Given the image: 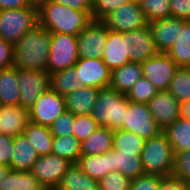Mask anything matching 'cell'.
<instances>
[{
    "label": "cell",
    "mask_w": 190,
    "mask_h": 190,
    "mask_svg": "<svg viewBox=\"0 0 190 190\" xmlns=\"http://www.w3.org/2000/svg\"><path fill=\"white\" fill-rule=\"evenodd\" d=\"M50 32L39 23L14 44V67L46 72Z\"/></svg>",
    "instance_id": "1"
},
{
    "label": "cell",
    "mask_w": 190,
    "mask_h": 190,
    "mask_svg": "<svg viewBox=\"0 0 190 190\" xmlns=\"http://www.w3.org/2000/svg\"><path fill=\"white\" fill-rule=\"evenodd\" d=\"M39 24L50 33L77 36L92 20V11H79L48 0L38 6Z\"/></svg>",
    "instance_id": "2"
},
{
    "label": "cell",
    "mask_w": 190,
    "mask_h": 190,
    "mask_svg": "<svg viewBox=\"0 0 190 190\" xmlns=\"http://www.w3.org/2000/svg\"><path fill=\"white\" fill-rule=\"evenodd\" d=\"M129 100L125 94L110 87L99 89L96 103L90 115L99 126L111 130L123 129Z\"/></svg>",
    "instance_id": "3"
},
{
    "label": "cell",
    "mask_w": 190,
    "mask_h": 190,
    "mask_svg": "<svg viewBox=\"0 0 190 190\" xmlns=\"http://www.w3.org/2000/svg\"><path fill=\"white\" fill-rule=\"evenodd\" d=\"M140 157L145 174L173 176L175 155L163 132L146 139Z\"/></svg>",
    "instance_id": "4"
},
{
    "label": "cell",
    "mask_w": 190,
    "mask_h": 190,
    "mask_svg": "<svg viewBox=\"0 0 190 190\" xmlns=\"http://www.w3.org/2000/svg\"><path fill=\"white\" fill-rule=\"evenodd\" d=\"M38 23V7L35 5L0 10V38L15 44Z\"/></svg>",
    "instance_id": "5"
},
{
    "label": "cell",
    "mask_w": 190,
    "mask_h": 190,
    "mask_svg": "<svg viewBox=\"0 0 190 190\" xmlns=\"http://www.w3.org/2000/svg\"><path fill=\"white\" fill-rule=\"evenodd\" d=\"M50 38V52L46 66V72L49 75L71 68L79 60L77 36L50 33Z\"/></svg>",
    "instance_id": "6"
},
{
    "label": "cell",
    "mask_w": 190,
    "mask_h": 190,
    "mask_svg": "<svg viewBox=\"0 0 190 190\" xmlns=\"http://www.w3.org/2000/svg\"><path fill=\"white\" fill-rule=\"evenodd\" d=\"M102 21L108 30L118 33L139 30L149 25L139 2L132 0L118 7Z\"/></svg>",
    "instance_id": "7"
},
{
    "label": "cell",
    "mask_w": 190,
    "mask_h": 190,
    "mask_svg": "<svg viewBox=\"0 0 190 190\" xmlns=\"http://www.w3.org/2000/svg\"><path fill=\"white\" fill-rule=\"evenodd\" d=\"M19 105L28 111L35 101L50 88V75L47 72L17 68Z\"/></svg>",
    "instance_id": "8"
},
{
    "label": "cell",
    "mask_w": 190,
    "mask_h": 190,
    "mask_svg": "<svg viewBox=\"0 0 190 190\" xmlns=\"http://www.w3.org/2000/svg\"><path fill=\"white\" fill-rule=\"evenodd\" d=\"M145 139L158 136L162 129L153 120L147 104L129 101L123 129Z\"/></svg>",
    "instance_id": "9"
},
{
    "label": "cell",
    "mask_w": 190,
    "mask_h": 190,
    "mask_svg": "<svg viewBox=\"0 0 190 190\" xmlns=\"http://www.w3.org/2000/svg\"><path fill=\"white\" fill-rule=\"evenodd\" d=\"M65 110L64 96L49 88L29 110L30 122L50 127Z\"/></svg>",
    "instance_id": "10"
},
{
    "label": "cell",
    "mask_w": 190,
    "mask_h": 190,
    "mask_svg": "<svg viewBox=\"0 0 190 190\" xmlns=\"http://www.w3.org/2000/svg\"><path fill=\"white\" fill-rule=\"evenodd\" d=\"M72 163L56 154L39 156L30 172L48 188L56 189Z\"/></svg>",
    "instance_id": "11"
},
{
    "label": "cell",
    "mask_w": 190,
    "mask_h": 190,
    "mask_svg": "<svg viewBox=\"0 0 190 190\" xmlns=\"http://www.w3.org/2000/svg\"><path fill=\"white\" fill-rule=\"evenodd\" d=\"M108 28L102 20H92L78 35L79 58H101Z\"/></svg>",
    "instance_id": "12"
},
{
    "label": "cell",
    "mask_w": 190,
    "mask_h": 190,
    "mask_svg": "<svg viewBox=\"0 0 190 190\" xmlns=\"http://www.w3.org/2000/svg\"><path fill=\"white\" fill-rule=\"evenodd\" d=\"M73 68L81 87L102 89L110 85L111 70L101 58H79Z\"/></svg>",
    "instance_id": "13"
},
{
    "label": "cell",
    "mask_w": 190,
    "mask_h": 190,
    "mask_svg": "<svg viewBox=\"0 0 190 190\" xmlns=\"http://www.w3.org/2000/svg\"><path fill=\"white\" fill-rule=\"evenodd\" d=\"M140 64L142 75L159 91L168 89L173 75L179 68L167 53H158Z\"/></svg>",
    "instance_id": "14"
},
{
    "label": "cell",
    "mask_w": 190,
    "mask_h": 190,
    "mask_svg": "<svg viewBox=\"0 0 190 190\" xmlns=\"http://www.w3.org/2000/svg\"><path fill=\"white\" fill-rule=\"evenodd\" d=\"M123 39H126L130 62L142 63L159 53L149 25L139 30L123 33Z\"/></svg>",
    "instance_id": "15"
},
{
    "label": "cell",
    "mask_w": 190,
    "mask_h": 190,
    "mask_svg": "<svg viewBox=\"0 0 190 190\" xmlns=\"http://www.w3.org/2000/svg\"><path fill=\"white\" fill-rule=\"evenodd\" d=\"M147 105L153 120L162 130L180 117V102L168 90L159 91Z\"/></svg>",
    "instance_id": "16"
},
{
    "label": "cell",
    "mask_w": 190,
    "mask_h": 190,
    "mask_svg": "<svg viewBox=\"0 0 190 190\" xmlns=\"http://www.w3.org/2000/svg\"><path fill=\"white\" fill-rule=\"evenodd\" d=\"M185 20L168 17L149 23L159 53H167L183 30Z\"/></svg>",
    "instance_id": "17"
},
{
    "label": "cell",
    "mask_w": 190,
    "mask_h": 190,
    "mask_svg": "<svg viewBox=\"0 0 190 190\" xmlns=\"http://www.w3.org/2000/svg\"><path fill=\"white\" fill-rule=\"evenodd\" d=\"M29 122V111L26 108L20 105H0V129L2 134L11 137L22 134Z\"/></svg>",
    "instance_id": "18"
},
{
    "label": "cell",
    "mask_w": 190,
    "mask_h": 190,
    "mask_svg": "<svg viewBox=\"0 0 190 190\" xmlns=\"http://www.w3.org/2000/svg\"><path fill=\"white\" fill-rule=\"evenodd\" d=\"M101 59L111 71L130 62L123 33L108 31Z\"/></svg>",
    "instance_id": "19"
},
{
    "label": "cell",
    "mask_w": 190,
    "mask_h": 190,
    "mask_svg": "<svg viewBox=\"0 0 190 190\" xmlns=\"http://www.w3.org/2000/svg\"><path fill=\"white\" fill-rule=\"evenodd\" d=\"M10 168L13 171H30L39 155L30 140L22 133L13 138Z\"/></svg>",
    "instance_id": "20"
},
{
    "label": "cell",
    "mask_w": 190,
    "mask_h": 190,
    "mask_svg": "<svg viewBox=\"0 0 190 190\" xmlns=\"http://www.w3.org/2000/svg\"><path fill=\"white\" fill-rule=\"evenodd\" d=\"M77 166L89 177L100 180L110 172H114V149L104 154L81 155Z\"/></svg>",
    "instance_id": "21"
},
{
    "label": "cell",
    "mask_w": 190,
    "mask_h": 190,
    "mask_svg": "<svg viewBox=\"0 0 190 190\" xmlns=\"http://www.w3.org/2000/svg\"><path fill=\"white\" fill-rule=\"evenodd\" d=\"M99 89L93 87H80L64 96L65 107L73 115H89L96 103Z\"/></svg>",
    "instance_id": "22"
},
{
    "label": "cell",
    "mask_w": 190,
    "mask_h": 190,
    "mask_svg": "<svg viewBox=\"0 0 190 190\" xmlns=\"http://www.w3.org/2000/svg\"><path fill=\"white\" fill-rule=\"evenodd\" d=\"M142 76L141 64L139 62H129L111 71L109 87L126 95Z\"/></svg>",
    "instance_id": "23"
},
{
    "label": "cell",
    "mask_w": 190,
    "mask_h": 190,
    "mask_svg": "<svg viewBox=\"0 0 190 190\" xmlns=\"http://www.w3.org/2000/svg\"><path fill=\"white\" fill-rule=\"evenodd\" d=\"M172 146L174 155L190 150V120L178 118L162 131Z\"/></svg>",
    "instance_id": "24"
},
{
    "label": "cell",
    "mask_w": 190,
    "mask_h": 190,
    "mask_svg": "<svg viewBox=\"0 0 190 190\" xmlns=\"http://www.w3.org/2000/svg\"><path fill=\"white\" fill-rule=\"evenodd\" d=\"M114 130L99 126L81 142V155L104 154L112 149Z\"/></svg>",
    "instance_id": "25"
},
{
    "label": "cell",
    "mask_w": 190,
    "mask_h": 190,
    "mask_svg": "<svg viewBox=\"0 0 190 190\" xmlns=\"http://www.w3.org/2000/svg\"><path fill=\"white\" fill-rule=\"evenodd\" d=\"M55 190H99L98 180L85 174L77 164H72Z\"/></svg>",
    "instance_id": "26"
},
{
    "label": "cell",
    "mask_w": 190,
    "mask_h": 190,
    "mask_svg": "<svg viewBox=\"0 0 190 190\" xmlns=\"http://www.w3.org/2000/svg\"><path fill=\"white\" fill-rule=\"evenodd\" d=\"M17 67L0 70V105H19Z\"/></svg>",
    "instance_id": "27"
},
{
    "label": "cell",
    "mask_w": 190,
    "mask_h": 190,
    "mask_svg": "<svg viewBox=\"0 0 190 190\" xmlns=\"http://www.w3.org/2000/svg\"><path fill=\"white\" fill-rule=\"evenodd\" d=\"M23 134L30 140L39 156L51 154L54 136L49 127L29 122Z\"/></svg>",
    "instance_id": "28"
},
{
    "label": "cell",
    "mask_w": 190,
    "mask_h": 190,
    "mask_svg": "<svg viewBox=\"0 0 190 190\" xmlns=\"http://www.w3.org/2000/svg\"><path fill=\"white\" fill-rule=\"evenodd\" d=\"M43 185L30 171L11 170L2 181L0 190H38Z\"/></svg>",
    "instance_id": "29"
},
{
    "label": "cell",
    "mask_w": 190,
    "mask_h": 190,
    "mask_svg": "<svg viewBox=\"0 0 190 190\" xmlns=\"http://www.w3.org/2000/svg\"><path fill=\"white\" fill-rule=\"evenodd\" d=\"M146 139L122 129L114 130L112 149L127 154L141 155Z\"/></svg>",
    "instance_id": "30"
},
{
    "label": "cell",
    "mask_w": 190,
    "mask_h": 190,
    "mask_svg": "<svg viewBox=\"0 0 190 190\" xmlns=\"http://www.w3.org/2000/svg\"><path fill=\"white\" fill-rule=\"evenodd\" d=\"M140 156L114 150V171H119L131 180L144 175Z\"/></svg>",
    "instance_id": "31"
},
{
    "label": "cell",
    "mask_w": 190,
    "mask_h": 190,
    "mask_svg": "<svg viewBox=\"0 0 190 190\" xmlns=\"http://www.w3.org/2000/svg\"><path fill=\"white\" fill-rule=\"evenodd\" d=\"M167 55L179 66L190 64V21H185L180 36L175 41Z\"/></svg>",
    "instance_id": "32"
},
{
    "label": "cell",
    "mask_w": 190,
    "mask_h": 190,
    "mask_svg": "<svg viewBox=\"0 0 190 190\" xmlns=\"http://www.w3.org/2000/svg\"><path fill=\"white\" fill-rule=\"evenodd\" d=\"M51 153L76 164L81 156V142L73 135L54 137Z\"/></svg>",
    "instance_id": "33"
},
{
    "label": "cell",
    "mask_w": 190,
    "mask_h": 190,
    "mask_svg": "<svg viewBox=\"0 0 190 190\" xmlns=\"http://www.w3.org/2000/svg\"><path fill=\"white\" fill-rule=\"evenodd\" d=\"M77 79V72L73 67L56 71L50 74V88L61 96H65L81 87Z\"/></svg>",
    "instance_id": "34"
},
{
    "label": "cell",
    "mask_w": 190,
    "mask_h": 190,
    "mask_svg": "<svg viewBox=\"0 0 190 190\" xmlns=\"http://www.w3.org/2000/svg\"><path fill=\"white\" fill-rule=\"evenodd\" d=\"M180 103L190 100V69L179 67L167 89Z\"/></svg>",
    "instance_id": "35"
},
{
    "label": "cell",
    "mask_w": 190,
    "mask_h": 190,
    "mask_svg": "<svg viewBox=\"0 0 190 190\" xmlns=\"http://www.w3.org/2000/svg\"><path fill=\"white\" fill-rule=\"evenodd\" d=\"M139 4L148 23L170 17V0H140Z\"/></svg>",
    "instance_id": "36"
},
{
    "label": "cell",
    "mask_w": 190,
    "mask_h": 190,
    "mask_svg": "<svg viewBox=\"0 0 190 190\" xmlns=\"http://www.w3.org/2000/svg\"><path fill=\"white\" fill-rule=\"evenodd\" d=\"M159 90L144 76H142L129 90L126 97L129 101L148 104Z\"/></svg>",
    "instance_id": "37"
},
{
    "label": "cell",
    "mask_w": 190,
    "mask_h": 190,
    "mask_svg": "<svg viewBox=\"0 0 190 190\" xmlns=\"http://www.w3.org/2000/svg\"><path fill=\"white\" fill-rule=\"evenodd\" d=\"M99 127L96 120L89 115H77L73 124V136L80 142L86 140Z\"/></svg>",
    "instance_id": "38"
},
{
    "label": "cell",
    "mask_w": 190,
    "mask_h": 190,
    "mask_svg": "<svg viewBox=\"0 0 190 190\" xmlns=\"http://www.w3.org/2000/svg\"><path fill=\"white\" fill-rule=\"evenodd\" d=\"M99 190H129L131 179L119 171L108 173L98 180Z\"/></svg>",
    "instance_id": "39"
},
{
    "label": "cell",
    "mask_w": 190,
    "mask_h": 190,
    "mask_svg": "<svg viewBox=\"0 0 190 190\" xmlns=\"http://www.w3.org/2000/svg\"><path fill=\"white\" fill-rule=\"evenodd\" d=\"M75 115L65 110L49 127L54 137L73 135Z\"/></svg>",
    "instance_id": "40"
},
{
    "label": "cell",
    "mask_w": 190,
    "mask_h": 190,
    "mask_svg": "<svg viewBox=\"0 0 190 190\" xmlns=\"http://www.w3.org/2000/svg\"><path fill=\"white\" fill-rule=\"evenodd\" d=\"M131 0H93L92 18L103 20L108 14Z\"/></svg>",
    "instance_id": "41"
},
{
    "label": "cell",
    "mask_w": 190,
    "mask_h": 190,
    "mask_svg": "<svg viewBox=\"0 0 190 190\" xmlns=\"http://www.w3.org/2000/svg\"><path fill=\"white\" fill-rule=\"evenodd\" d=\"M173 176L190 183V150L175 154Z\"/></svg>",
    "instance_id": "42"
},
{
    "label": "cell",
    "mask_w": 190,
    "mask_h": 190,
    "mask_svg": "<svg viewBox=\"0 0 190 190\" xmlns=\"http://www.w3.org/2000/svg\"><path fill=\"white\" fill-rule=\"evenodd\" d=\"M162 176L144 174L131 180L129 190H159Z\"/></svg>",
    "instance_id": "43"
},
{
    "label": "cell",
    "mask_w": 190,
    "mask_h": 190,
    "mask_svg": "<svg viewBox=\"0 0 190 190\" xmlns=\"http://www.w3.org/2000/svg\"><path fill=\"white\" fill-rule=\"evenodd\" d=\"M170 1V17L190 21V0Z\"/></svg>",
    "instance_id": "44"
},
{
    "label": "cell",
    "mask_w": 190,
    "mask_h": 190,
    "mask_svg": "<svg viewBox=\"0 0 190 190\" xmlns=\"http://www.w3.org/2000/svg\"><path fill=\"white\" fill-rule=\"evenodd\" d=\"M14 64V44L0 38V70L12 67Z\"/></svg>",
    "instance_id": "45"
},
{
    "label": "cell",
    "mask_w": 190,
    "mask_h": 190,
    "mask_svg": "<svg viewBox=\"0 0 190 190\" xmlns=\"http://www.w3.org/2000/svg\"><path fill=\"white\" fill-rule=\"evenodd\" d=\"M13 138L5 134L0 135V165L10 166L13 154Z\"/></svg>",
    "instance_id": "46"
},
{
    "label": "cell",
    "mask_w": 190,
    "mask_h": 190,
    "mask_svg": "<svg viewBox=\"0 0 190 190\" xmlns=\"http://www.w3.org/2000/svg\"><path fill=\"white\" fill-rule=\"evenodd\" d=\"M79 11H92L93 0H51Z\"/></svg>",
    "instance_id": "47"
},
{
    "label": "cell",
    "mask_w": 190,
    "mask_h": 190,
    "mask_svg": "<svg viewBox=\"0 0 190 190\" xmlns=\"http://www.w3.org/2000/svg\"><path fill=\"white\" fill-rule=\"evenodd\" d=\"M183 182L174 176L162 177L159 190H182Z\"/></svg>",
    "instance_id": "48"
},
{
    "label": "cell",
    "mask_w": 190,
    "mask_h": 190,
    "mask_svg": "<svg viewBox=\"0 0 190 190\" xmlns=\"http://www.w3.org/2000/svg\"><path fill=\"white\" fill-rule=\"evenodd\" d=\"M34 6L30 0H0V10Z\"/></svg>",
    "instance_id": "49"
},
{
    "label": "cell",
    "mask_w": 190,
    "mask_h": 190,
    "mask_svg": "<svg viewBox=\"0 0 190 190\" xmlns=\"http://www.w3.org/2000/svg\"><path fill=\"white\" fill-rule=\"evenodd\" d=\"M180 118L190 120V100L180 103Z\"/></svg>",
    "instance_id": "50"
},
{
    "label": "cell",
    "mask_w": 190,
    "mask_h": 190,
    "mask_svg": "<svg viewBox=\"0 0 190 190\" xmlns=\"http://www.w3.org/2000/svg\"><path fill=\"white\" fill-rule=\"evenodd\" d=\"M12 169L7 165H0V181L9 174Z\"/></svg>",
    "instance_id": "51"
},
{
    "label": "cell",
    "mask_w": 190,
    "mask_h": 190,
    "mask_svg": "<svg viewBox=\"0 0 190 190\" xmlns=\"http://www.w3.org/2000/svg\"><path fill=\"white\" fill-rule=\"evenodd\" d=\"M31 1V3L33 4V5H35V6H39L41 3H43V2H46V1H48V0H30Z\"/></svg>",
    "instance_id": "52"
},
{
    "label": "cell",
    "mask_w": 190,
    "mask_h": 190,
    "mask_svg": "<svg viewBox=\"0 0 190 190\" xmlns=\"http://www.w3.org/2000/svg\"><path fill=\"white\" fill-rule=\"evenodd\" d=\"M182 190H190V183H183V189Z\"/></svg>",
    "instance_id": "53"
},
{
    "label": "cell",
    "mask_w": 190,
    "mask_h": 190,
    "mask_svg": "<svg viewBox=\"0 0 190 190\" xmlns=\"http://www.w3.org/2000/svg\"><path fill=\"white\" fill-rule=\"evenodd\" d=\"M38 190H55V189L43 186L41 189H38Z\"/></svg>",
    "instance_id": "54"
}]
</instances>
